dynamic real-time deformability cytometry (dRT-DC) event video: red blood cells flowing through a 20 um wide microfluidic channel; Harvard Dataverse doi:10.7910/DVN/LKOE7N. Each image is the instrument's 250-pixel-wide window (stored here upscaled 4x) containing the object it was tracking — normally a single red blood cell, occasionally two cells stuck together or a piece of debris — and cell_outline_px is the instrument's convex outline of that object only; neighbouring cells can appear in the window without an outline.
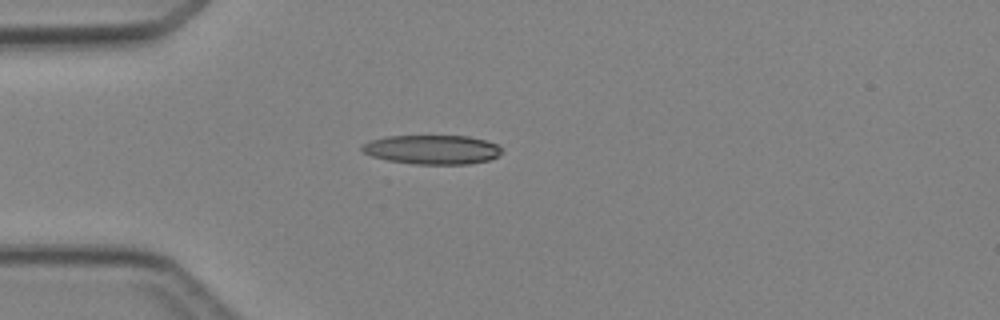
{"species": "Egyptian fruit bat (a non-hibernating species)", "species_latin": "Rousettus aegyptiacus", "temperature_condition": "cold", "stored_images_in_passage": 4, "camera_frame_rate_fps": 3000, "um_per_image_px": 0.085, "animal": {"sex": "female"}, "frame": {"image": 1, "passage_image": 3, "time_ms": 2.333, "image_size_px": [1000, 320], "cell_outline_px": [[500, 152], [496, 156], [488, 160], [468, 164], [416, 164], [388, 160], [372, 156], [364, 152], [360, 148], [360, 144], [368, 140], [384, 136], [468, 136], [500, 144]], "centroid_in_image_um": [36.68, 12.7], "position_along_channel_um": 48.3, "area_um2": 23.81}}